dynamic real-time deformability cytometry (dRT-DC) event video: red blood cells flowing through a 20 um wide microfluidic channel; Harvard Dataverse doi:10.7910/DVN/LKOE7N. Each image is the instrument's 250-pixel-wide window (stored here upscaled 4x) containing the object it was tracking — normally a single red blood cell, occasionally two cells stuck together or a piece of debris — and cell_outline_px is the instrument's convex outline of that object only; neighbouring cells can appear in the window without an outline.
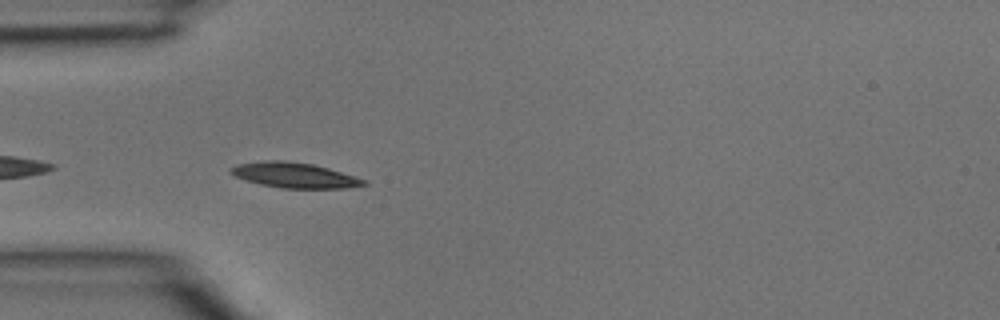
{"species": "common noctule bat (a hibernating species)", "species_latin": "Nyctalus noctula", "temperature_condition": "room temperature", "stored_images_in_passage": 4, "camera_frame_rate_fps": 3000, "um_per_image_px": 0.085, "animal": {"sex": "male", "body_mass_g": 15.6}, "frame": {"image": 1, "passage_image": 4, "time_ms": 1.0, "image_size_px": [1000, 320], "cell_outline_px": [[368, 184], [348, 188], [280, 188], [260, 184], [244, 180], [228, 172], [228, 168], [236, 164], [264, 160], [284, 160], [312, 164], [328, 168], [368, 180]], "centroid_in_image_um": [25.0, 14.89], "position_along_channel_um": 60.0, "area_um2": 19.77}}